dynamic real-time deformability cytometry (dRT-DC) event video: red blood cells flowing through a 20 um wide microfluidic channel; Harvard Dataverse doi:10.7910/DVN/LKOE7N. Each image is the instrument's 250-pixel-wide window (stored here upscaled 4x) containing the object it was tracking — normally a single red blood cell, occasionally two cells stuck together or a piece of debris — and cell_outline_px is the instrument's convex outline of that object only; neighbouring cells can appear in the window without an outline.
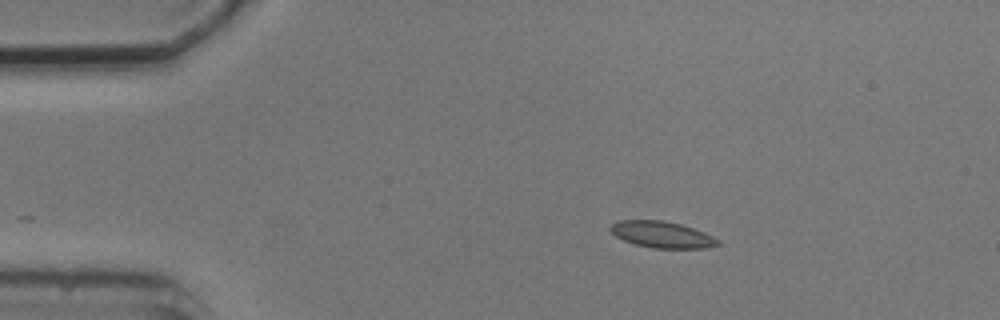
{"species": "common noctule bat (a hibernating species)", "species_latin": "Nyctalus noctula", "temperature_condition": "cold", "stored_images_in_passage": 3, "camera_frame_rate_fps": 3000, "um_per_image_px": 0.085, "animal": {"sex": "male", "body_mass_g": 20.5, "forearm_length_mm": 52.5}, "frame": {"image": 1, "passage_image": 3, "time_ms": 2.333, "image_size_px": [1000, 320], "cell_outline_px": [[720, 244], [704, 248], [652, 248], [636, 244], [624, 240], [616, 236], [608, 228], [612, 224], [620, 220], [664, 220], [680, 224], [704, 232], [720, 240]], "centroid_in_image_um": [56.27, 19.93], "position_along_channel_um": 28.7, "area_um2": 16.42}}